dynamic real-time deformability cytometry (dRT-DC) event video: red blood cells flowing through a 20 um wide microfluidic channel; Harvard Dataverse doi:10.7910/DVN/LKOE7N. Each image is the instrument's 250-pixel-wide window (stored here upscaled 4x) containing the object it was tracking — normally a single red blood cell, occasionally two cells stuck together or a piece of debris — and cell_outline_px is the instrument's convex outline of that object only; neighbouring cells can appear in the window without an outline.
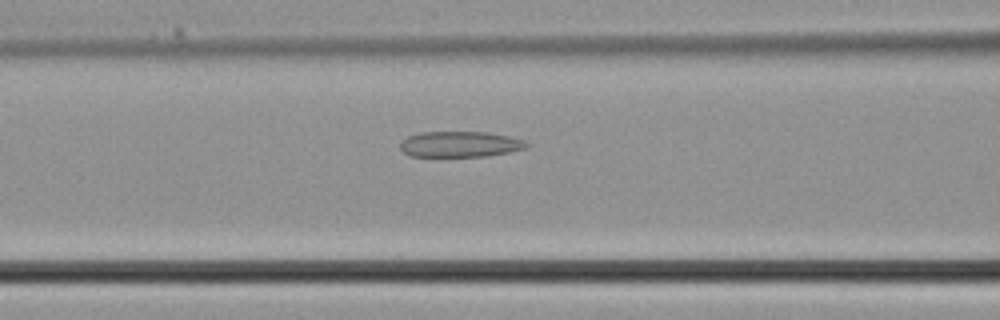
{"species": "common noctule bat (a hibernating species)", "species_latin": "Nyctalus noctula", "temperature_condition": "cold", "stored_images_in_passage": 37, "camera_frame_rate_fps": 3000, "um_per_image_px": 0.085, "animal": {"sex": "male", "body_mass_g": 21.5, "forearm_length_mm": 52.0}, "frame": {"image": 1, "passage_image": 15, "time_ms": 4.667, "image_size_px": [1000, 320], "cell_outline_px": [[532, 144], [528, 148], [488, 156], [412, 156], [404, 152], [400, 148], [400, 140], [408, 136], [420, 132], [488, 132], [508, 136], [524, 140]], "centroid_in_image_um": [39.13, 12.25], "position_along_channel_um": 127.5, "area_um2": 19.07}}
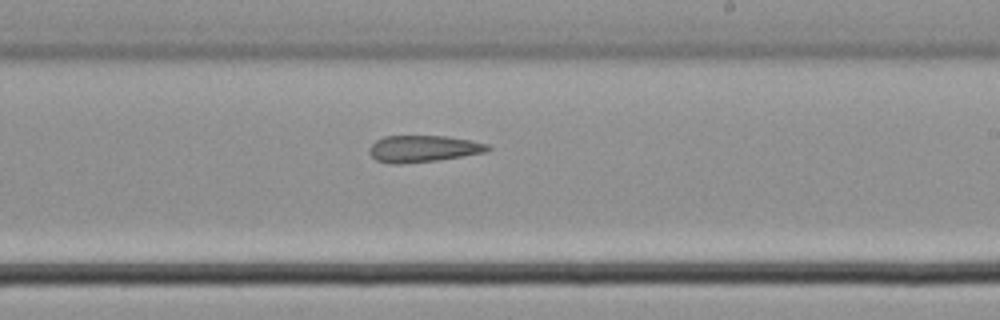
{"frame": {"image": 2, "passage_image": 22, "time_ms": 7.0, "image_size_px": [1000, 320], "cell_outline_px": [[492, 148], [488, 152], [436, 160], [400, 164], [392, 164], [376, 160], [368, 152], [368, 148], [376, 140], [384, 136], [444, 136], [468, 140], [488, 144]], "centroid_in_image_um": [35.95, 12.64], "position_along_channel_um": 253.0, "area_um2": 18.38}}
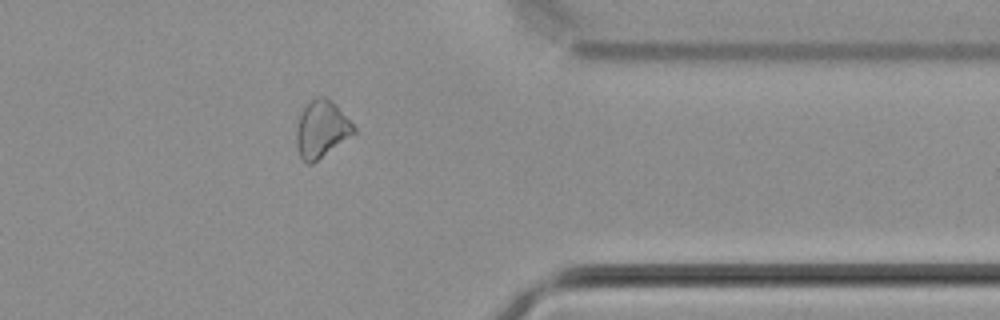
{"frame": {"image": 3, "passage_image": 30, "time_ms": 9.667, "image_size_px": [1000, 320], "cell_outline_px": [[356, 132], [312, 164], [308, 164], [300, 156], [296, 144], [296, 132], [300, 116], [304, 108], [316, 96], [324, 96], [332, 100], [336, 104], [356, 128]], "centroid_in_image_um": [27.33, 10.97], "position_along_channel_um": 384.1, "area_um2": 18.79}}